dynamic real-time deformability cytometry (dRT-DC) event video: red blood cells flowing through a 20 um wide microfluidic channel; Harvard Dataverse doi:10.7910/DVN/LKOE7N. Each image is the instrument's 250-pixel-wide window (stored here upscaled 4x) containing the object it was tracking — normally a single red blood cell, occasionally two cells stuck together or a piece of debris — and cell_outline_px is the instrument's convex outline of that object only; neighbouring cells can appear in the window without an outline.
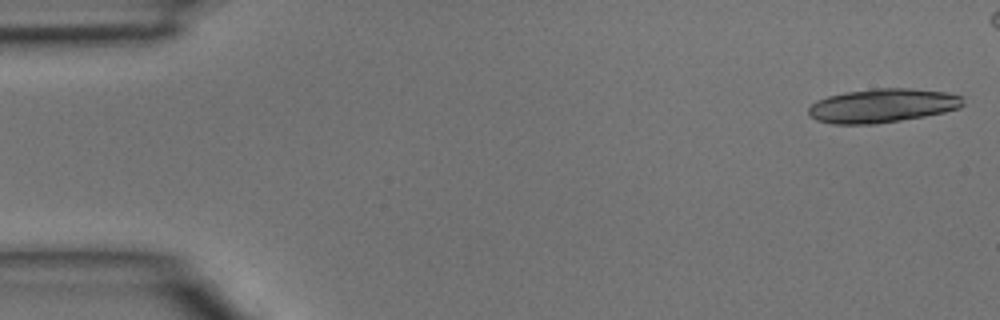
{"species": "common noctule bat (a hibernating species)", "species_latin": "Nyctalus noctula", "temperature_condition": "room temperature", "stored_images_in_passage": 6, "camera_frame_rate_fps": 3000, "um_per_image_px": 0.085, "animal": {"sex": "male", "body_mass_g": 15.6}, "frame": {"image": 1, "passage_image": 6, "time_ms": 1.667, "image_size_px": [1000, 320], "cell_outline_px": [[964, 104], [960, 108], [944, 112], [924, 116], [876, 124], [832, 124], [816, 120], [808, 116], [808, 108], [816, 100], [828, 96], [844, 92], [872, 88], [908, 88], [948, 92], [964, 96]], "centroid_in_image_um": [75.0, 8.97], "position_along_channel_um": 10.0, "area_um2": 30.87}}